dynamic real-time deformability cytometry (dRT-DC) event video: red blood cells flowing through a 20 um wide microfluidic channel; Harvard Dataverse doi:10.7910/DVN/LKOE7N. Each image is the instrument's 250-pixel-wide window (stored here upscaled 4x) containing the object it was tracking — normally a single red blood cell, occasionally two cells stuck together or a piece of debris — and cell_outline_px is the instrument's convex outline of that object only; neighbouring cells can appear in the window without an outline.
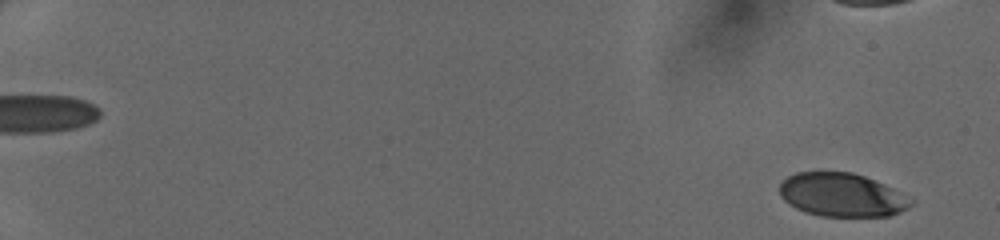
{"species": "human", "species_latin": "Homo sapiens", "temperature_condition": "cold", "stored_images_in_passage": 44, "camera_frame_rate_fps": 3000, "um_per_image_px": 0.085, "donor": {"sex": "female"}, "frame": {"image": 1, "passage_image": 3, "time_ms": 0.667, "image_size_px": [1000, 240], "cell_outline_px": [[912, 204], [908, 208], [900, 212], [888, 216], [820, 216], [804, 212], [788, 204], [780, 196], [780, 184], [788, 176], [796, 172], [852, 172], [864, 176], [884, 184], [900, 192], [912, 200]], "centroid_in_image_um": [71.53, 16.57], "position_along_channel_um": 13.5, "area_um2": 33.23}}
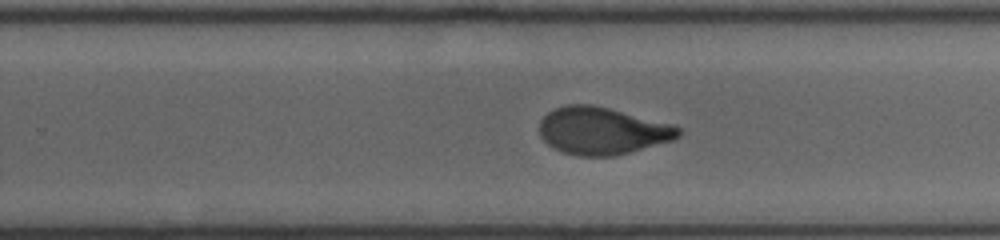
{"frame": {"image": 2, "passage_image": 35, "time_ms": 11.333, "image_size_px": [1000, 240], "cell_outline_px": [[680, 136], [672, 140], [628, 152], [612, 156], [580, 156], [564, 152], [548, 144], [540, 136], [540, 120], [548, 112], [564, 104], [592, 104], [676, 124], [680, 128]], "centroid_in_image_um": [51.2, 11.1], "position_along_channel_um": 278.6, "area_um2": 38.21}}
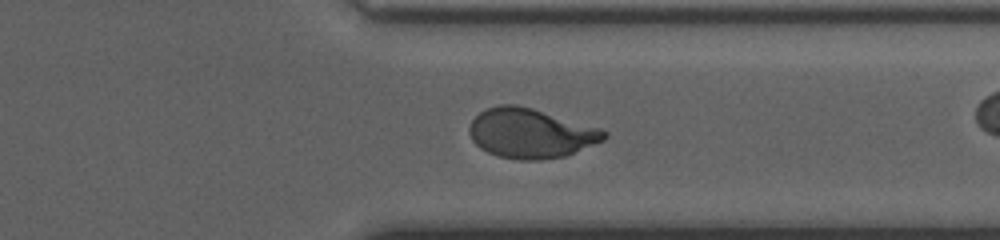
{"frame": {"image": 3, "passage_image": 41, "time_ms": 13.333, "image_size_px": [1000, 240], "cell_outline_px": [[608, 136], [604, 140], [564, 156], [540, 160], [520, 160], [500, 156], [488, 152], [480, 148], [472, 140], [468, 132], [468, 128], [472, 120], [480, 112], [488, 108], [500, 104], [516, 104], [532, 108], [600, 128], [608, 132]], "centroid_in_image_um": [45.09, 11.32], "position_along_channel_um": 366.3, "area_um2": 38.78}}